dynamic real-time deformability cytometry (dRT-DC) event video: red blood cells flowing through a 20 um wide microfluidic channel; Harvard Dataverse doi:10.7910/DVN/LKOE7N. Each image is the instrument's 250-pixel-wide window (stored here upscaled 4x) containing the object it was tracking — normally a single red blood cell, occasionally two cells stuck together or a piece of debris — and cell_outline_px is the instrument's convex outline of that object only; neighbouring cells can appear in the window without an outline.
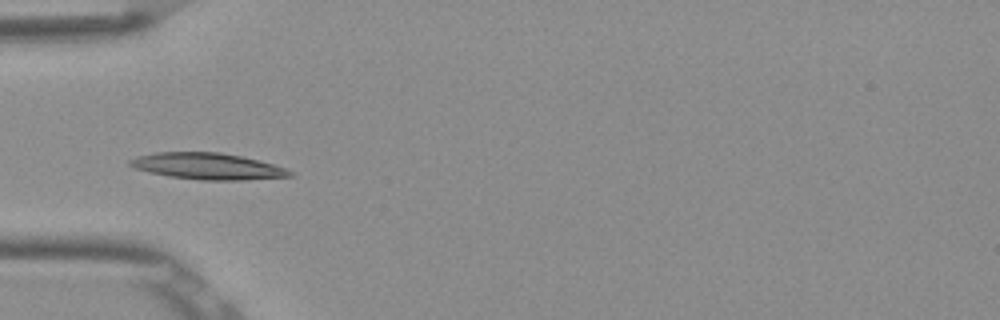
{"species": "Egyptian fruit bat (a non-hibernating species)", "species_latin": "Rousettus aegyptiacus", "temperature_condition": "room temperature", "stored_images_in_passage": 6, "camera_frame_rate_fps": 3000, "um_per_image_px": 0.085, "frame": {"image": 1, "passage_image": 4, "time_ms": 1.0, "image_size_px": [1000, 320], "cell_outline_px": [[296, 172], [292, 176], [244, 180], [200, 180], [168, 176], [148, 172], [136, 168], [128, 164], [128, 160], [136, 156], [156, 152], [220, 152], [240, 156], [288, 168]], "centroid_in_image_um": [17.65, 14.13], "position_along_channel_um": 67.4, "area_um2": 24.68}}
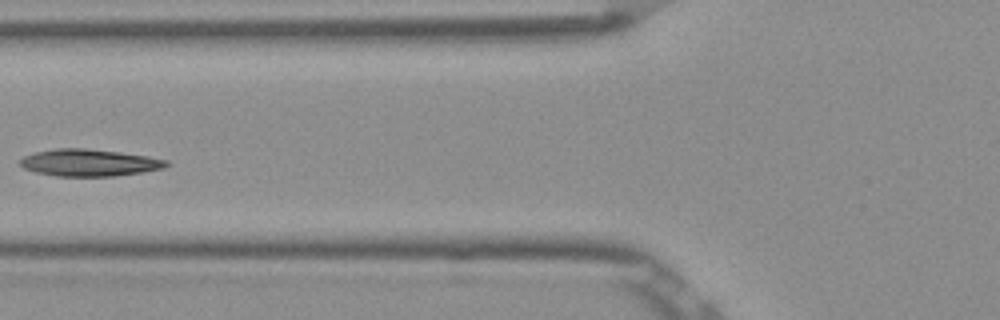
{"frame": {"image": 2, "passage_image": 5, "time_ms": 1.333, "image_size_px": [1000, 320], "cell_outline_px": [[168, 164], [164, 168], [116, 176], [56, 176], [36, 172], [24, 168], [20, 164], [20, 160], [24, 156], [36, 152], [56, 148], [84, 148], [120, 152], [168, 160]], "centroid_in_image_um": [7.56, 13.83], "position_along_channel_um": 118.2, "area_um2": 22.77}}
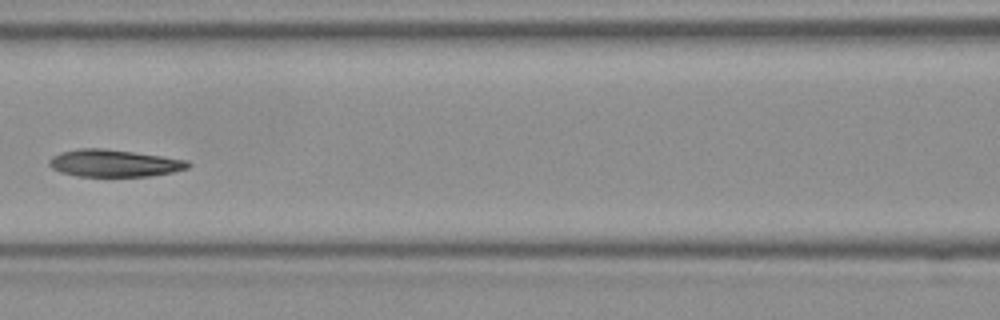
{"frame": {"image": 3, "passage_image": 6, "time_ms": 1.667, "image_size_px": [1000, 320], "cell_outline_px": [[192, 164], [188, 168], [172, 172], [148, 176], [76, 176], [60, 172], [52, 168], [48, 164], [48, 160], [52, 156], [60, 152], [80, 148], [104, 148], [188, 160]], "centroid_in_image_um": [9.66, 13.87], "position_along_channel_um": 156.9, "area_um2": 21.96}}